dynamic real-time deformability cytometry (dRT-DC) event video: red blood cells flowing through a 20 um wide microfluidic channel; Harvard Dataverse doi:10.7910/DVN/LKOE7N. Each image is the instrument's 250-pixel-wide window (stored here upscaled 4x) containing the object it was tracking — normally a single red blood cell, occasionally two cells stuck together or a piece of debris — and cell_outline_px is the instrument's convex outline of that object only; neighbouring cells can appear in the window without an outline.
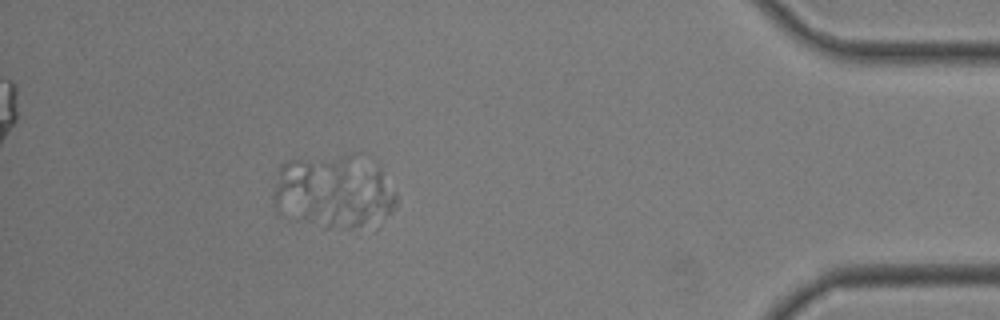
{"species": "common noctule bat (a hibernating species)", "species_latin": "Nyctalus noctula", "temperature_condition": "room temperature", "stored_images_in_passage": 36, "segment_of_instrument_passage": [2, 2], "camera_frame_rate_fps": 3000, "um_per_image_px": 0.085, "animal": {"sex": "male", "body_mass_g": 19.0, "forearm_length_mm": 50.8}, "frame": {"image": 1, "passage_image": 32, "time_ms": 10.333, "image_size_px": [1000, 320], "cell_outline_px": [[316, 164], [308, 188], [280, 216], [272, 204], [272, 200], [276, 172], [280, 164], [288, 160], [308, 160]], "centroid_in_image_um": [24.75, 15.55], "position_along_channel_um": 410.4, "area_um2": 11.1}}